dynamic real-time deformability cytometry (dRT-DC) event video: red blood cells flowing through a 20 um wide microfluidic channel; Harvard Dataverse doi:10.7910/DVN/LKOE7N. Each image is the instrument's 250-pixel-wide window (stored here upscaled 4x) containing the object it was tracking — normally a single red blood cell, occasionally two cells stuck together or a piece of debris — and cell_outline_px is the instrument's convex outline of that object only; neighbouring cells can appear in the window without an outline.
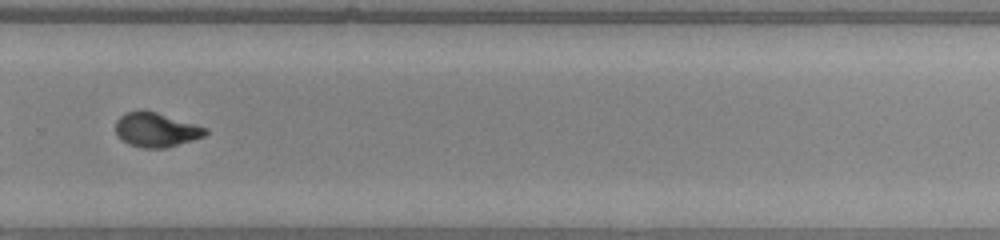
{"species": "common noctule bat (a hibernating species)", "species_latin": "Nyctalus noctula", "temperature_condition": "warm", "stored_images_in_passage": 34, "camera_frame_rate_fps": 3000, "um_per_image_px": 0.085, "animal": {"sex": "male", "body_mass_g": 20.0, "forearm_length_mm": 53.3}, "frame": {"image": 1, "passage_image": 20, "time_ms": 6.333, "image_size_px": [1000, 240], "cell_outline_px": [[208, 132], [204, 136], [192, 140], [164, 148], [140, 148], [128, 144], [120, 140], [116, 132], [116, 120], [124, 112], [140, 108], [156, 112], [196, 124], [208, 128]], "centroid_in_image_um": [13.22, 11.01], "position_along_channel_um": 316.6, "area_um2": 18.26}}
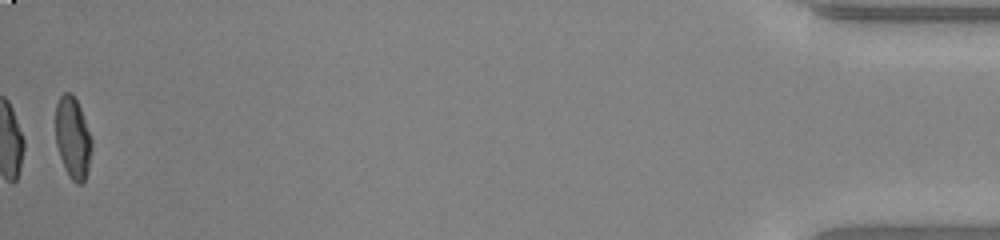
{"frame": {"image": 2, "passage_image": 34, "time_ms": 11.0, "image_size_px": [1000, 240], "cell_outline_px": [[92, 148], [88, 168], [84, 180], [80, 184], [76, 184], [68, 176], [64, 168], [56, 144], [56, 104], [60, 96], [64, 92], [68, 92], [76, 100], [80, 108], [92, 140]], "centroid_in_image_um": [6.18, 11.74], "position_along_channel_um": 429.0, "area_um2": 16.99}}